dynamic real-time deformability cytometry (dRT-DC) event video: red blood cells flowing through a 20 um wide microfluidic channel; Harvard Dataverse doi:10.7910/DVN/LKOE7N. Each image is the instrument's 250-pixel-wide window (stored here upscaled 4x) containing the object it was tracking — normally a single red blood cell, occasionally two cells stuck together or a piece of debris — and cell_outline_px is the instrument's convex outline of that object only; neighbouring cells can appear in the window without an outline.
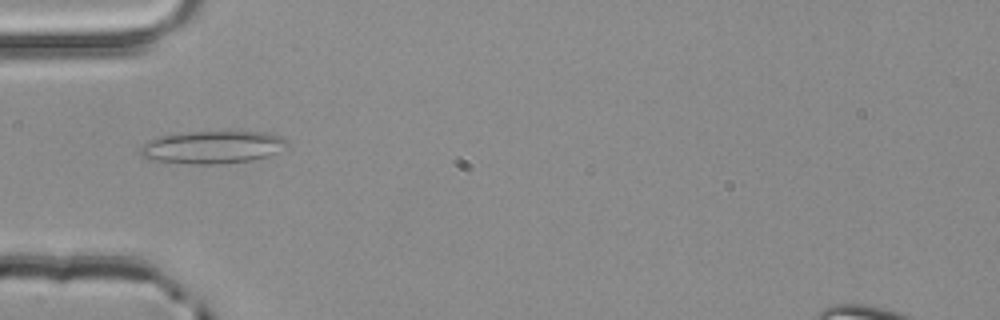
{"species": "common noctule bat (a hibernating species)", "species_latin": "Nyctalus noctula", "temperature_condition": "room temperature", "stored_images_in_passage": 2, "camera_frame_rate_fps": 3000, "um_per_image_px": 0.085, "animal": {"sex": "male", "body_mass_g": 20.4}, "frame": {"image": 1, "passage_image": 2, "time_ms": 0.333, "image_size_px": [1000, 320], "cell_outline_px": [[288, 144], [268, 156], [252, 160], [216, 164], [192, 164], [148, 160], [140, 152], [140, 148], [148, 140], [160, 136], [188, 132], [268, 132], [280, 136]], "centroid_in_image_um": [18.01, 12.51], "position_along_channel_um": 67.0, "area_um2": 27.63}}